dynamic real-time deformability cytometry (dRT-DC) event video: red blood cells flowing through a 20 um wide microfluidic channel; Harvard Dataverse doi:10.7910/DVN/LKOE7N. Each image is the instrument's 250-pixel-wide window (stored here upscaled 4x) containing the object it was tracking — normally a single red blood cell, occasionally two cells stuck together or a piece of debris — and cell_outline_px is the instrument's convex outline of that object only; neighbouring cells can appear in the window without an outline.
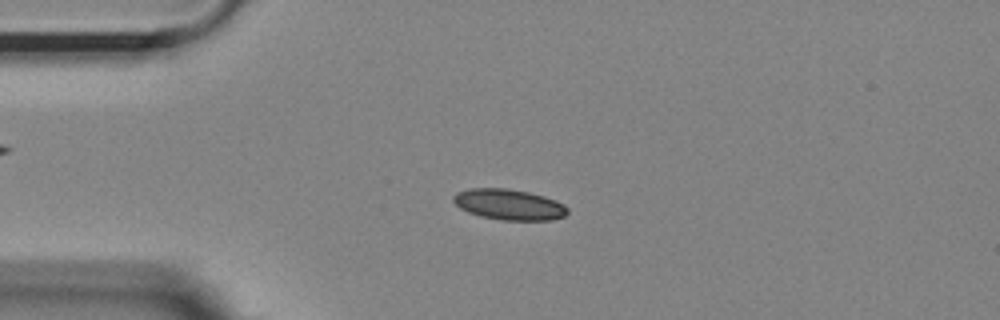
{"species": "Egyptian fruit bat (a non-hibernating species)", "species_latin": "Rousettus aegyptiacus", "temperature_condition": "room temperature", "stored_images_in_passage": 53, "camera_frame_rate_fps": 3000, "um_per_image_px": 0.085, "animal": {"sex": "female"}, "frame": {"image": 1, "passage_image": 12, "time_ms": 3.667, "image_size_px": [1000, 320], "cell_outline_px": [[568, 212], [564, 216], [552, 220], [500, 220], [480, 216], [468, 212], [460, 208], [452, 200], [452, 196], [456, 192], [468, 188], [508, 188], [528, 192], [544, 196], [556, 200], [564, 204], [568, 208]], "centroid_in_image_um": [43.25, 17.38], "position_along_channel_um": 41.7, "area_um2": 20.63}}
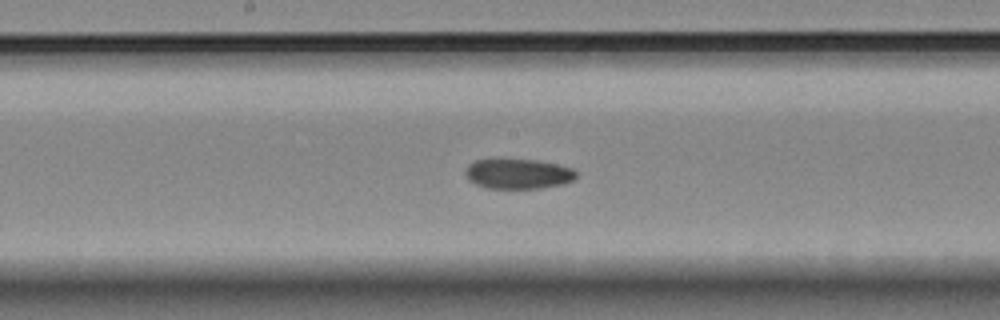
{"frame": {"image": 2, "passage_image": 27, "time_ms": 8.667, "image_size_px": [1000, 320], "cell_outline_px": [[576, 176], [572, 180], [564, 184], [540, 188], [484, 188], [468, 180], [464, 172], [468, 164], [476, 160], [536, 160], [556, 164], [572, 168], [576, 172]], "centroid_in_image_um": [44.02, 14.78], "position_along_channel_um": 204.2, "area_um2": 19.25}}
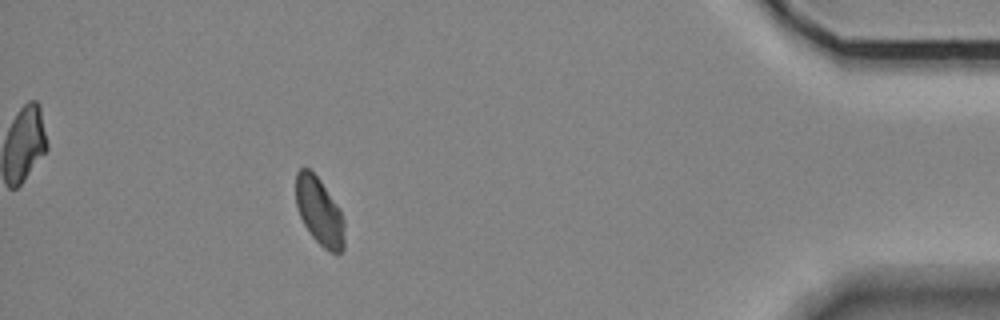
{"frame": {"image": 3, "passage_image": 48, "time_ms": 15.667, "image_size_px": [1000, 320], "cell_outline_px": [[344, 248], [336, 256], [324, 248], [312, 236], [304, 224], [296, 208], [296, 172], [300, 168], [308, 168], [320, 180], [340, 208], [344, 220]], "centroid_in_image_um": [27.16, 17.99], "position_along_channel_um": 408.0, "area_um2": 19.25}, "authors_computed_cell_mechanics": {"area_um2": 19.8832, "velocity_mm_per_s": 3.6629, "shape_relaxation_time_tau1_ms": null, "shape_relaxation_time_tau2_ms": 4.1081, "deformation_change_tau1": null, "deformation_change_tau2": 0.0617}}